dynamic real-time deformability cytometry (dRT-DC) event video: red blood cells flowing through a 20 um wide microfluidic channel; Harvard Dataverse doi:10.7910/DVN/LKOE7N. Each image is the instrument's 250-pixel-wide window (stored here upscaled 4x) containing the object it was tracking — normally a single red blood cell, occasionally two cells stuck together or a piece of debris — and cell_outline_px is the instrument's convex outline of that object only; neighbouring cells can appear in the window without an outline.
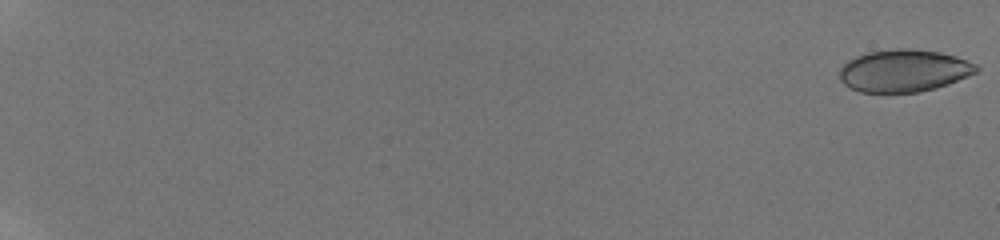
{"species": "human", "species_latin": "Homo sapiens", "temperature_condition": "room temperature", "stored_images_in_passage": 58, "camera_frame_rate_fps": 3000, "um_per_image_px": 0.085, "donor": {"sex": "male"}, "frame": {"image": 1, "passage_image": 1, "time_ms": 0.0, "image_size_px": [1000, 240], "cell_outline_px": [[980, 68], [976, 72], [948, 84], [936, 88], [920, 92], [860, 92], [844, 84], [840, 80], [840, 68], [848, 60], [856, 56], [868, 52], [896, 48], [912, 48], [940, 52], [976, 64]], "centroid_in_image_um": [76.81, 6.01], "position_along_channel_um": 8.2, "area_um2": 33.58}}
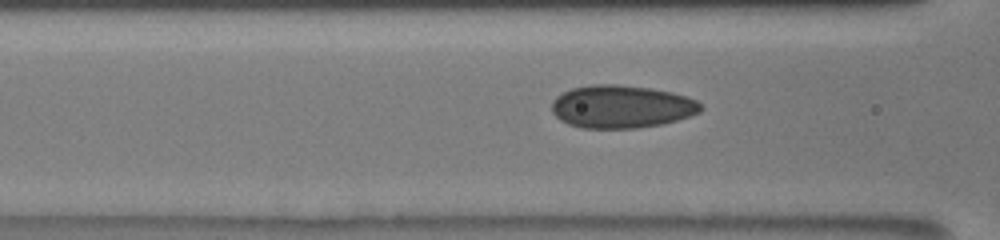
{"frame": {"image": 2, "passage_image": 29, "time_ms": 9.333, "image_size_px": [1000, 240], "cell_outline_px": [[704, 108], [700, 112], [676, 120], [660, 124], [636, 128], [584, 128], [568, 124], [560, 120], [552, 112], [552, 100], [556, 96], [572, 88], [592, 84], [616, 84], [652, 88], [672, 92], [688, 96], [696, 100]], "centroid_in_image_um": [52.82, 9.05], "position_along_channel_um": 113.8, "area_um2": 37.28}}
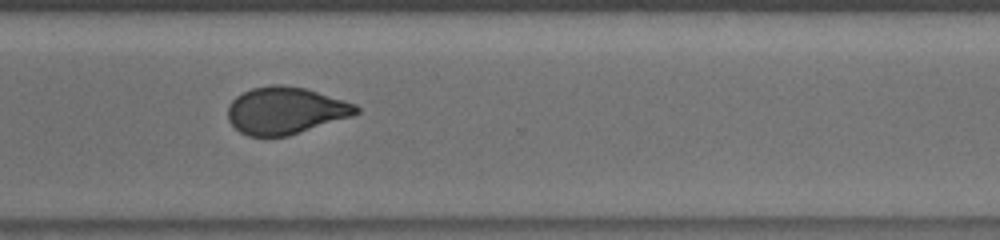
{"frame": {"image": 3, "passage_image": 47, "time_ms": 15.333, "image_size_px": [1000, 240], "cell_outline_px": [[360, 112], [352, 116], [288, 136], [248, 136], [240, 132], [228, 120], [228, 108], [232, 100], [236, 96], [252, 88], [272, 84], [280, 84], [304, 88], [344, 100], [356, 104], [360, 108]], "centroid_in_image_um": [24.27, 9.39], "position_along_channel_um": 346.3, "area_um2": 35.08}, "authors_computed_cell_mechanics": {"area_um2": 35.547, "velocity_mm_per_s": 3.884, "shape_relaxation_time_tau1_ms": null, "shape_relaxation_time_tau2_ms": 0.9489, "deformation_change_tau1": null, "deformation_change_tau2": 0.045}}